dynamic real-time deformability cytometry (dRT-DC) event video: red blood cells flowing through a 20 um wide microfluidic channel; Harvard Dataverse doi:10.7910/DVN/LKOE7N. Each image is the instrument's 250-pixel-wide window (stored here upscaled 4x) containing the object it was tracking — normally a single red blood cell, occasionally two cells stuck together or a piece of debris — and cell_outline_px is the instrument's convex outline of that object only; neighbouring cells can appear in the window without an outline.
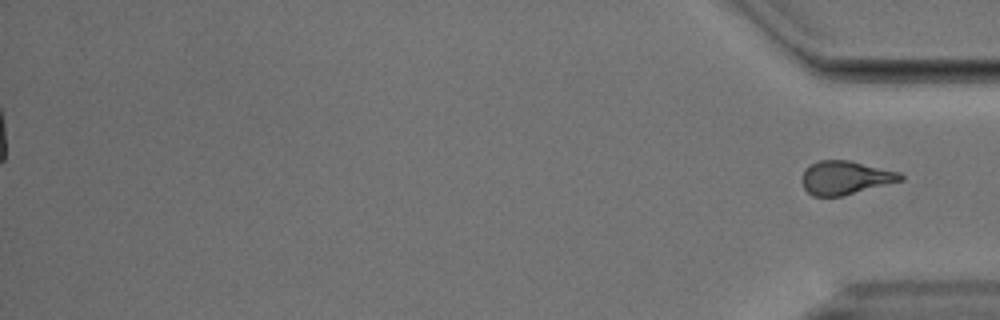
{"species": "Egyptian fruit bat (a non-hibernating species)", "species_latin": "Rousettus aegyptiacus", "temperature_condition": "cold", "stored_images_in_passage": 56, "segment_of_instrument_passage": [2, 2], "camera_frame_rate_fps": 3000, "um_per_image_px": 0.085, "animal": {"sex": "male"}, "frame": {"image": 1, "passage_image": 56, "time_ms": 18.333, "image_size_px": [1000, 320], "cell_outline_px": [[904, 180], [844, 196], [812, 196], [804, 188], [800, 180], [804, 172], [812, 164], [820, 160], [848, 160], [900, 172], [904, 176]], "centroid_in_image_um": [71.87, 15.12], "position_along_channel_um": 363.3, "area_um2": 19.31}}